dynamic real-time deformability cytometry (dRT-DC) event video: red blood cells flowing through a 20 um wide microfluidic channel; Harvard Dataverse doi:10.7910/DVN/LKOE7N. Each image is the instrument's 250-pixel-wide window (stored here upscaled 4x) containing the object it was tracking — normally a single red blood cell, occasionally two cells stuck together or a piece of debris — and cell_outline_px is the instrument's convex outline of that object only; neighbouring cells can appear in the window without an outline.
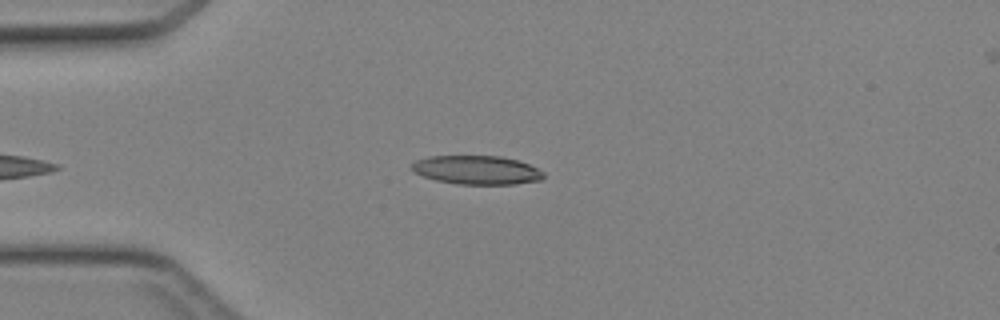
{"species": "Egyptian fruit bat (a non-hibernating species)", "species_latin": "Rousettus aegyptiacus", "temperature_condition": "cold", "stored_images_in_passage": 32, "camera_frame_rate_fps": 3000, "um_per_image_px": 0.085, "animal": {"sex": "female"}, "frame": {"image": 1, "passage_image": 2, "time_ms": 0.333, "image_size_px": [1000, 320], "cell_outline_px": [[544, 176], [540, 180], [516, 184], [456, 184], [436, 180], [412, 172], [412, 164], [416, 160], [428, 156], [500, 156], [516, 160], [528, 164], [544, 172]], "centroid_in_image_um": [40.5, 14.45], "position_along_channel_um": 44.5, "area_um2": 22.02}}
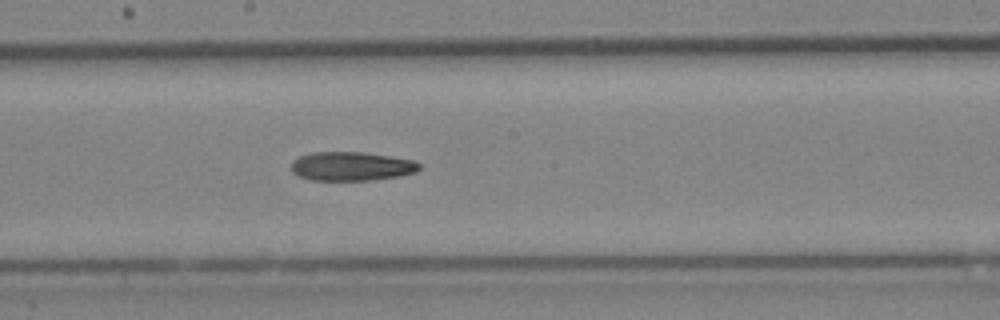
{"frame": {"image": 2, "passage_image": 15, "time_ms": 4.667, "image_size_px": [1000, 320], "cell_outline_px": [[420, 168], [416, 172], [400, 176], [368, 180], [312, 180], [300, 176], [292, 172], [292, 164], [300, 156], [312, 152], [360, 152], [388, 156], [412, 160], [420, 164]], "centroid_in_image_um": [29.88, 14.14], "position_along_channel_um": 218.3, "area_um2": 21.27}}
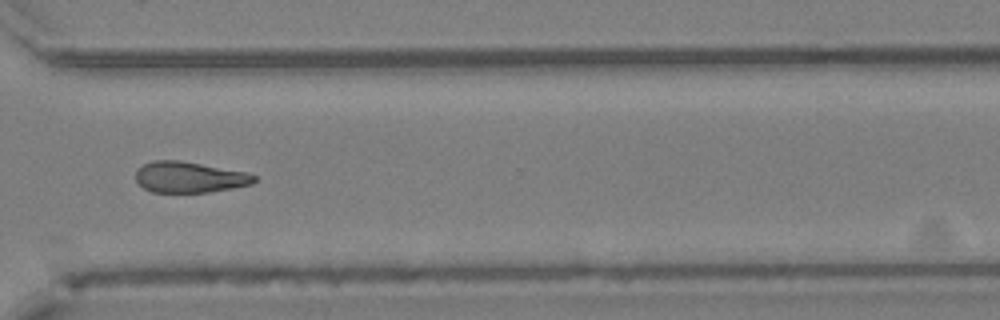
{"frame": {"image": 3, "passage_image": 24, "time_ms": 7.667, "image_size_px": [1000, 320], "cell_outline_px": [[256, 180], [252, 184], [232, 188], [208, 192], [152, 192], [144, 188], [136, 180], [136, 172], [144, 164], [152, 160], [180, 160], [244, 172], [256, 176]], "centroid_in_image_um": [16.08, 15.06], "position_along_channel_um": 354.5, "area_um2": 21.1}}